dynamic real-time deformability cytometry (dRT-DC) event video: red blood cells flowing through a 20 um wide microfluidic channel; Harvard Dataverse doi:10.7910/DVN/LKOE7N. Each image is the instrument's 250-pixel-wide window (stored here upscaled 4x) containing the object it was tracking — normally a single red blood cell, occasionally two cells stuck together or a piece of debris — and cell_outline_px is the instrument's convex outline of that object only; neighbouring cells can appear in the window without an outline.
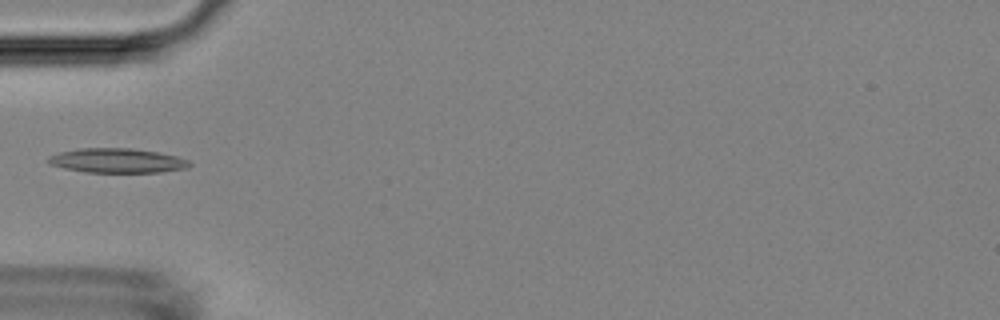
{"species": "Egyptian fruit bat (a non-hibernating species)", "species_latin": "Rousettus aegyptiacus", "temperature_condition": "room temperature", "stored_images_in_passage": 2, "camera_frame_rate_fps": 3000, "um_per_image_px": 0.085, "animal": {"sex": "female"}, "frame": {"image": 1, "passage_image": 1, "time_ms": 0.0, "image_size_px": [1000, 320], "cell_outline_px": [[192, 164], [188, 168], [160, 172], [84, 172], [64, 168], [52, 164], [48, 160], [48, 156], [60, 152], [80, 148], [132, 148], [156, 152], [176, 156], [188, 160]], "centroid_in_image_um": [9.98, 13.65], "position_along_channel_um": 75.0, "area_um2": 20.0}}